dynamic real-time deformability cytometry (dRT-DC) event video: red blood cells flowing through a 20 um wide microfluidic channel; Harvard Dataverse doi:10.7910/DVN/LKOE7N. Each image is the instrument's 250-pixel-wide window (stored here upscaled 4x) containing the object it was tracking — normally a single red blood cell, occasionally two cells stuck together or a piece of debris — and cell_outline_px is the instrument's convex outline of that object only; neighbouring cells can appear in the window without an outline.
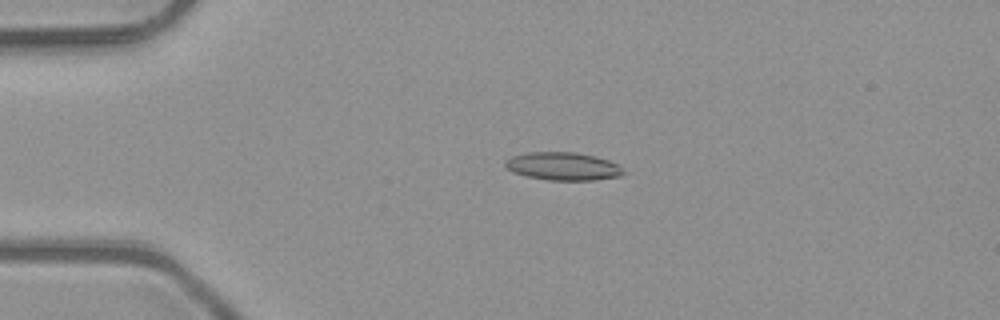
{"species": "common noctule bat (a hibernating species)", "species_latin": "Nyctalus noctula", "temperature_condition": "room temperature", "stored_images_in_passage": 4, "camera_frame_rate_fps": 3000, "um_per_image_px": 0.085, "animal": {"sex": "male", "body_mass_g": 23.1, "forearm_length_mm": 52.7}, "frame": {"image": 1, "passage_image": 3, "time_ms": 0.667, "image_size_px": [1000, 320], "cell_outline_px": [[624, 172], [620, 176], [596, 180], [548, 180], [528, 176], [512, 172], [504, 164], [504, 160], [512, 156], [528, 152], [576, 152], [596, 156], [620, 164]], "centroid_in_image_um": [47.87, 14.13], "position_along_channel_um": 37.1, "area_um2": 19.36}}